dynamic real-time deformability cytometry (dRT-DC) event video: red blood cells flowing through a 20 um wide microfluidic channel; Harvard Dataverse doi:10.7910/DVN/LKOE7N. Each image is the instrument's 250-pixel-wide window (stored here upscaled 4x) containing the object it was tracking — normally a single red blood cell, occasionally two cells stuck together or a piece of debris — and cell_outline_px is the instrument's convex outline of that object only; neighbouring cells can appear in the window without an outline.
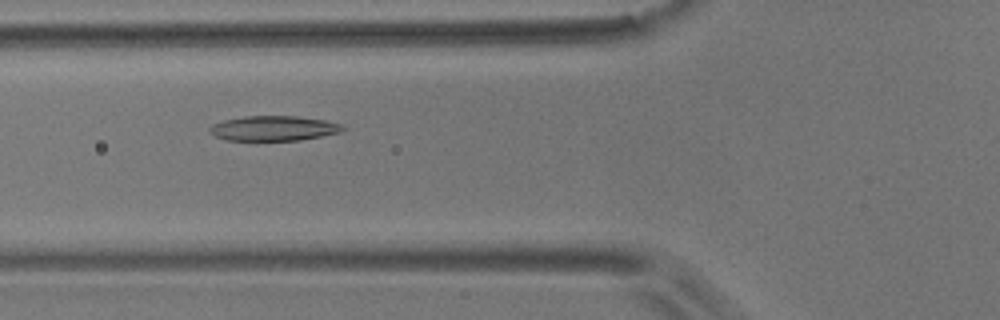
{"species": "common noctule bat (a hibernating species)", "species_latin": "Nyctalus noctula", "temperature_condition": "room temperature", "stored_images_in_passage": 5, "camera_frame_rate_fps": 3000, "um_per_image_px": 0.085, "animal": {"sex": "male", "body_mass_g": 17.9}, "frame": {"image": 1, "passage_image": 5, "time_ms": 5.667, "image_size_px": [1000, 320], "cell_outline_px": [[348, 128], [340, 132], [300, 140], [228, 140], [216, 136], [208, 132], [208, 128], [212, 124], [224, 120], [244, 116], [296, 116], [324, 120], [340, 124]], "centroid_in_image_um": [23.24, 10.9], "position_along_channel_um": 102.6, "area_um2": 19.25}}